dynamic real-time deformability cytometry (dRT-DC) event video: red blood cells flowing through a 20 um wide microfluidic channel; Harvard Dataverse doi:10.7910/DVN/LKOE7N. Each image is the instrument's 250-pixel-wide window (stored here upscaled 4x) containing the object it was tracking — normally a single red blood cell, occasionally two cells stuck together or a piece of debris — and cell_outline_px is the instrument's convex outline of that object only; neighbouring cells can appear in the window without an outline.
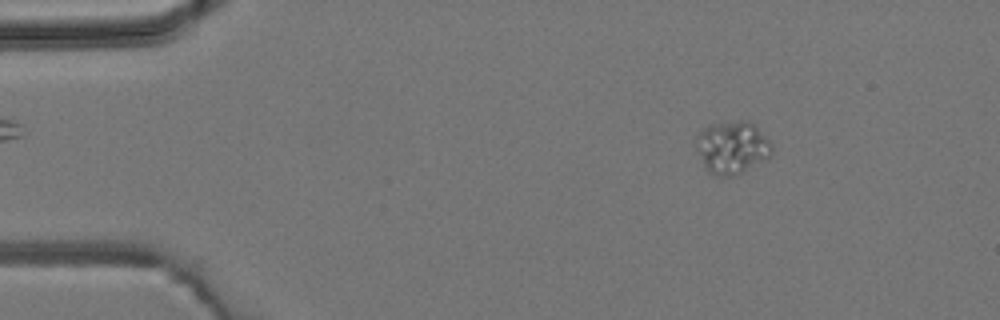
{"species": "common noctule bat (a hibernating species)", "species_latin": "Nyctalus noctula", "temperature_condition": "room temperature", "stored_images_in_passage": 3, "camera_frame_rate_fps": 3000, "um_per_image_px": 0.085, "animal": {"sex": "male", "body_mass_g": 19.2, "forearm_length_mm": 51.8}, "frame": {"image": 1, "passage_image": 1, "time_ms": 0.0, "image_size_px": [1000, 320], "cell_outline_px": [[772, 152], [768, 156], [736, 176], [716, 176], [708, 172], [704, 168], [696, 136], [704, 128], [712, 124], [740, 120], [752, 120], [756, 124], [772, 144]], "centroid_in_image_um": [62.26, 12.51], "position_along_channel_um": 22.7, "area_um2": 23.0}}
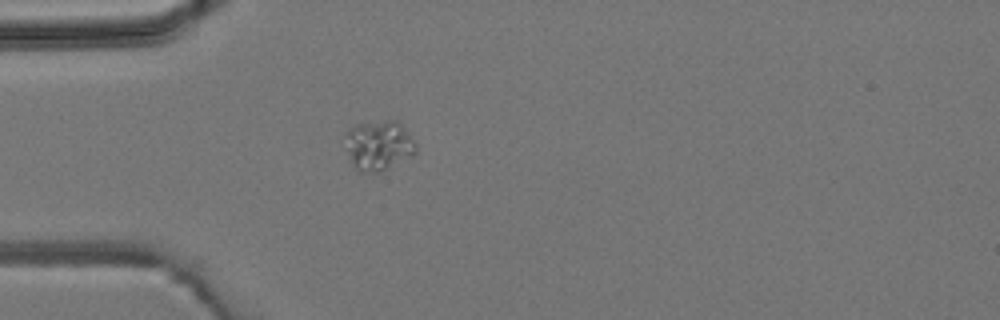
{"frame": {"image": 2, "passage_image": 3, "time_ms": 2.333, "image_size_px": [1000, 320], "cell_outline_px": [[416, 152], [384, 168], [372, 172], [360, 172], [352, 160], [348, 152], [344, 132], [352, 124], [388, 120], [396, 120], [400, 124], [416, 144]], "centroid_in_image_um": [32.13, 12.28], "position_along_channel_um": 52.9, "area_um2": 19.77}}